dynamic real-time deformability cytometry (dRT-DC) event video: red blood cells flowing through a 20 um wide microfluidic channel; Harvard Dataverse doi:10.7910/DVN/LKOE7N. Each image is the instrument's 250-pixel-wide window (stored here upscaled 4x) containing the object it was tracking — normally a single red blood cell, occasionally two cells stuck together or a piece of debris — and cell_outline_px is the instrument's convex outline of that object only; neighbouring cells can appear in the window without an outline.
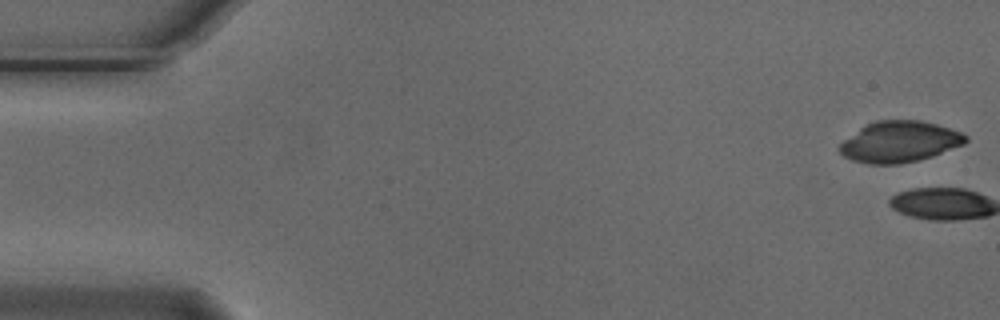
{"species": "Egyptian fruit bat (a non-hibernating species)", "species_latin": "Rousettus aegyptiacus", "temperature_condition": "cold", "stored_images_in_passage": 4, "camera_frame_rate_fps": 3000, "um_per_image_px": 0.085, "animal": {"sex": "male"}, "frame": {"image": 1, "passage_image": 4, "time_ms": 1.0, "image_size_px": [1000, 320], "cell_outline_px": [[968, 140], [964, 144], [932, 156], [916, 160], [896, 164], [872, 164], [852, 160], [844, 156], [836, 148], [844, 140], [860, 128], [876, 120], [920, 120], [936, 124], [960, 132], [968, 136]], "centroid_in_image_um": [76.45, 12.04], "position_along_channel_um": 8.6, "area_um2": 29.88}}